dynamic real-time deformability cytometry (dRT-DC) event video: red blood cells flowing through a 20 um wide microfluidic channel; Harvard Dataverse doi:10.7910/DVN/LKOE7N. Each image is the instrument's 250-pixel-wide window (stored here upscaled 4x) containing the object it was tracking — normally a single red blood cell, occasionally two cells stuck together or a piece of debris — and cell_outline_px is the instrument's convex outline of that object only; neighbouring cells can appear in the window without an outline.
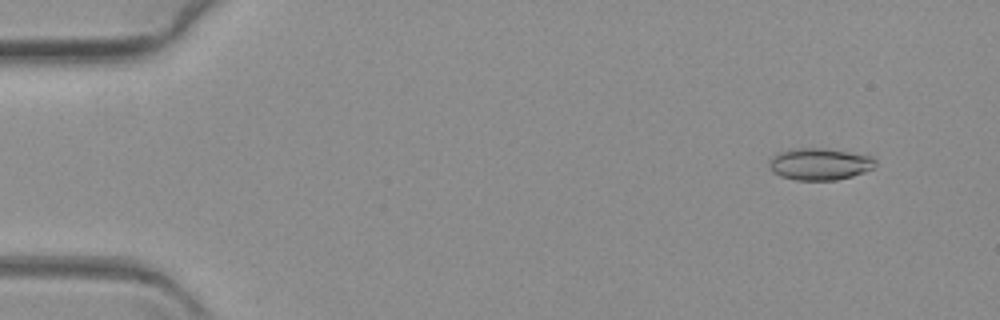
{"species": "common noctule bat (a hibernating species)", "species_latin": "Nyctalus noctula", "temperature_condition": "warm", "stored_images_in_passage": 64, "camera_frame_rate_fps": 3000, "um_per_image_px": 0.085, "animal": {"sex": "female", "body_mass_g": 19.3, "forearm_length_mm": 54.1}, "frame": {"image": 1, "passage_image": 6, "time_ms": 1.667, "image_size_px": [1000, 320], "cell_outline_px": [[876, 164], [872, 168], [864, 172], [852, 176], [836, 180], [796, 180], [780, 176], [772, 172], [768, 168], [768, 164], [772, 156], [788, 148], [828, 148], [872, 156], [876, 160]], "centroid_in_image_um": [69.64, 13.93], "position_along_channel_um": 15.4, "area_um2": 20.0}}
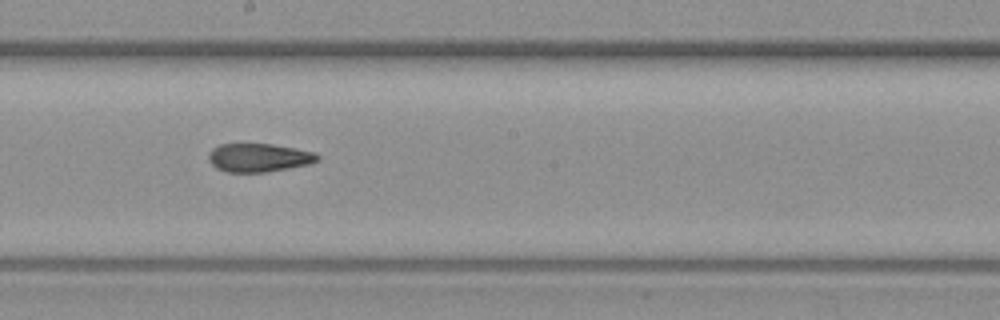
{"frame": {"image": 2, "passage_image": 36, "time_ms": 11.667, "image_size_px": [1000, 320], "cell_outline_px": [[320, 160], [308, 164], [288, 168], [264, 172], [228, 172], [216, 168], [208, 160], [208, 152], [212, 148], [220, 144], [272, 144], [296, 148], [312, 152], [320, 156]], "centroid_in_image_um": [21.97, 13.39], "position_along_channel_um": 226.2, "area_um2": 18.03}}
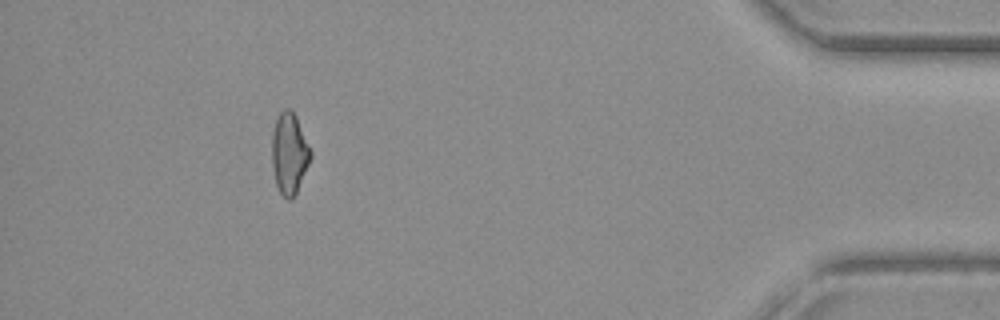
{"frame": {"image": 3, "passage_image": 58, "time_ms": 19.0, "image_size_px": [1000, 320], "cell_outline_px": [[312, 156], [296, 192], [292, 200], [288, 200], [280, 192], [276, 184], [272, 164], [272, 132], [276, 120], [280, 112], [284, 108], [292, 108], [296, 116], [312, 152]], "centroid_in_image_um": [24.59, 13.01], "position_along_channel_um": 410.6, "area_um2": 18.21}}